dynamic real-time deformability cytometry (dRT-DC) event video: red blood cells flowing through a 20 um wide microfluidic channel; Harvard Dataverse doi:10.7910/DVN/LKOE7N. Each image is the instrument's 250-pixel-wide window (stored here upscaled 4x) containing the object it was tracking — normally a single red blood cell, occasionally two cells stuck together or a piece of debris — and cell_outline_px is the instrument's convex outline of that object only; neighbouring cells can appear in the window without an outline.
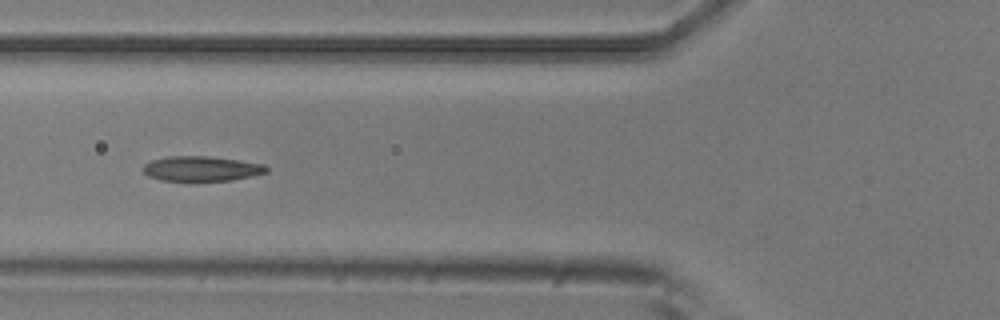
{"species": "common noctule bat (a hibernating species)", "species_latin": "Nyctalus noctula", "temperature_condition": "room temperature", "stored_images_in_passage": 13, "camera_frame_rate_fps": 3000, "um_per_image_px": 0.085, "animal": {"sex": "male", "body_mass_g": 20.5, "forearm_length_mm": 52.5}, "frame": {"image": 1, "passage_image": 4, "time_ms": 1.0, "image_size_px": [1000, 320], "cell_outline_px": [[268, 172], [252, 176], [232, 180], [196, 184], [192, 184], [160, 180], [148, 176], [144, 172], [144, 164], [152, 160], [168, 156], [208, 156], [264, 164], [268, 168]], "centroid_in_image_um": [17.1, 14.39], "position_along_channel_um": 108.7, "area_um2": 18.79}}
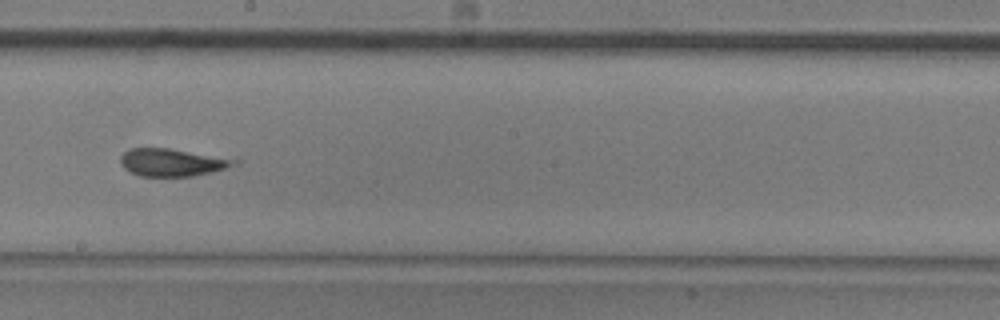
{"frame": {"image": 2, "passage_image": 7, "time_ms": 2.0, "image_size_px": [1000, 320], "cell_outline_px": [[240, 164], [228, 168], [212, 172], [192, 176], [140, 176], [128, 172], [120, 164], [120, 156], [128, 148], [168, 148], [240, 160]], "centroid_in_image_um": [14.62, 13.81], "position_along_channel_um": 233.6, "area_um2": 18.44}}
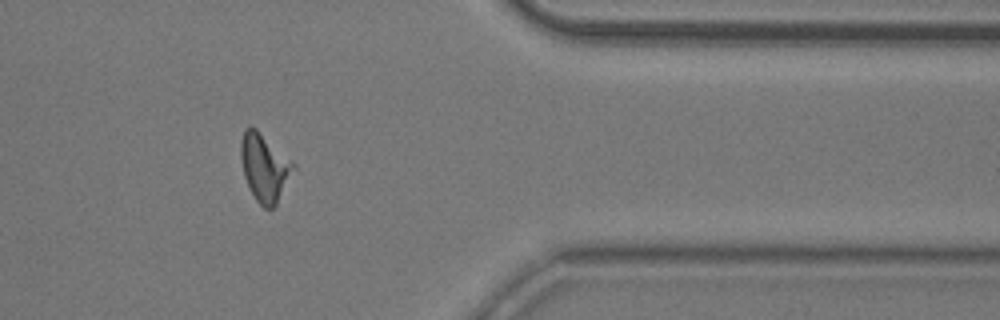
{"frame": {"image": 3, "passage_image": 11, "time_ms": 3.333, "image_size_px": [1000, 320], "cell_outline_px": [[296, 168], [276, 204], [272, 208], [264, 208], [256, 200], [244, 176], [240, 156], [240, 140], [244, 128], [256, 128], [292, 160], [296, 164]], "centroid_in_image_um": [22.49, 14.21], "position_along_channel_um": 388.9, "area_um2": 20.63}}